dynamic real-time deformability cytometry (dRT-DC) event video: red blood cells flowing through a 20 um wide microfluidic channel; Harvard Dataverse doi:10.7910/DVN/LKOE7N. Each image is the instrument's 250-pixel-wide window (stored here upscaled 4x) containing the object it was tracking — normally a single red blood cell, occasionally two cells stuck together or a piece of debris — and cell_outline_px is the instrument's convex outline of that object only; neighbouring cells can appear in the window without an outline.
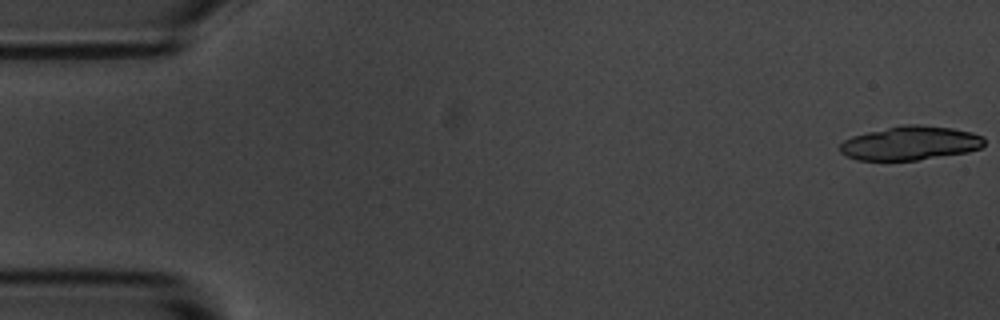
{"species": "common noctule bat (a hibernating species)", "species_latin": "Nyctalus noctula", "temperature_condition": "room temperature", "stored_images_in_passage": 6, "camera_frame_rate_fps": 3000, "um_per_image_px": 0.085, "animal": {"sex": "male", "body_mass_g": 20.1, "forearm_length_mm": 53.5}, "frame": {"image": 1, "passage_image": 1, "time_ms": 0.0, "image_size_px": [1000, 320], "cell_outline_px": [[984, 144], [980, 148], [968, 152], [916, 160], [856, 160], [840, 152], [840, 144], [844, 140], [852, 136], [868, 132], [904, 124], [920, 124], [952, 128], [972, 132], [984, 136]], "centroid_in_image_um": [77.39, 12.16], "position_along_channel_um": 7.6, "area_um2": 28.5}}
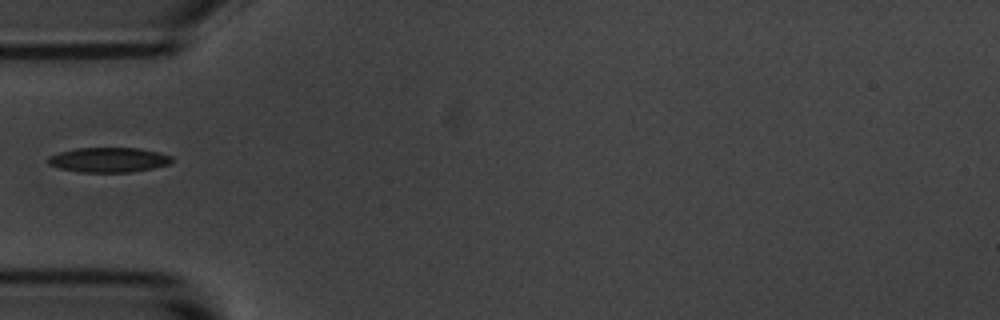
{"frame": {"image": 2, "passage_image": 6, "time_ms": 5.667, "image_size_px": [1000, 320], "cell_outline_px": [[172, 160], [168, 164], [152, 168], [128, 172], [80, 172], [60, 168], [48, 164], [48, 156], [60, 152], [76, 148], [136, 148], [156, 152], [172, 156]], "centroid_in_image_um": [9.2, 13.58], "position_along_channel_um": 75.8, "area_um2": 17.63}}